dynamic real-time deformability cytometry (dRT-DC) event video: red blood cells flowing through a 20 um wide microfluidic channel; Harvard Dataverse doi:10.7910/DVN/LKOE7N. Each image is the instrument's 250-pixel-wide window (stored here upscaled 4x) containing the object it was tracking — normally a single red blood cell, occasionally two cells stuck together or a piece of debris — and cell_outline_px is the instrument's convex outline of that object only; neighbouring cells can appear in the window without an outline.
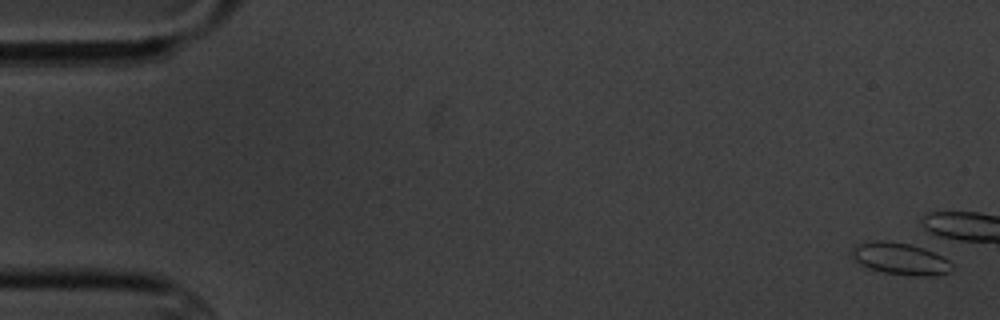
{"species": "common noctule bat (a hibernating species)", "species_latin": "Nyctalus noctula", "temperature_condition": "cold", "stored_images_in_passage": 1, "camera_frame_rate_fps": 3000, "um_per_image_px": 0.085, "animal": {"sex": "male", "body_mass_g": 20.1, "forearm_length_mm": 53.5}, "frame": {"image": 1, "passage_image": 1, "time_ms": 0.0, "image_size_px": [1000, 320], "cell_outline_px": [[952, 272], [932, 276], [916, 276], [884, 272], [868, 268], [860, 264], [848, 252], [856, 244], [868, 240], [888, 240], [924, 244], [948, 260], [952, 264]], "centroid_in_image_um": [76.55, 21.94], "position_along_channel_um": 8.5, "area_um2": 19.59}}